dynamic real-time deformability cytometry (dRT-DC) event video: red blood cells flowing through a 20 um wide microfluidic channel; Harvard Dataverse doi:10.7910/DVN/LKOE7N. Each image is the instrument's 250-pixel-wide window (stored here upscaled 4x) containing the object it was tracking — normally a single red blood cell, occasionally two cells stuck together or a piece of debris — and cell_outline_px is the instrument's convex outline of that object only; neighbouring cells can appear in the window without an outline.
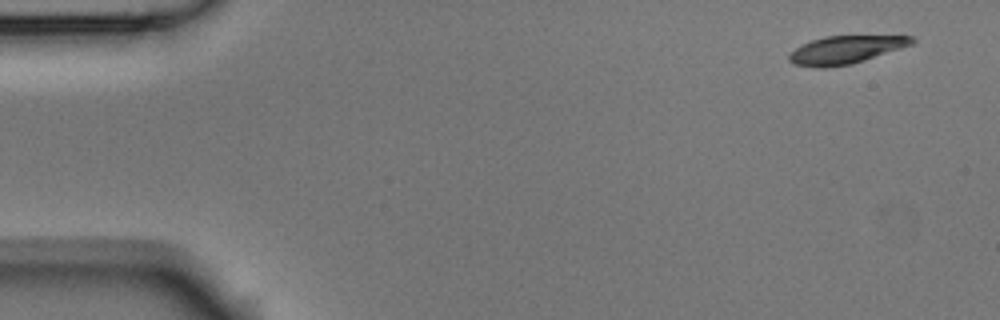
{"species": "Egyptian fruit bat (a non-hibernating species)", "species_latin": "Rousettus aegyptiacus", "temperature_condition": "room temperature", "stored_images_in_passage": 5, "camera_frame_rate_fps": 3000, "um_per_image_px": 0.085, "animal": {"sex": "male"}, "frame": {"image": 1, "passage_image": 1, "time_ms": 0.0, "image_size_px": [1000, 320], "cell_outline_px": [[916, 40], [912, 44], [852, 64], [824, 68], [816, 68], [796, 64], [788, 60], [788, 56], [796, 48], [812, 40], [824, 36], [912, 36]], "centroid_in_image_um": [71.86, 4.23], "position_along_channel_um": 13.1, "area_um2": 19.65}}
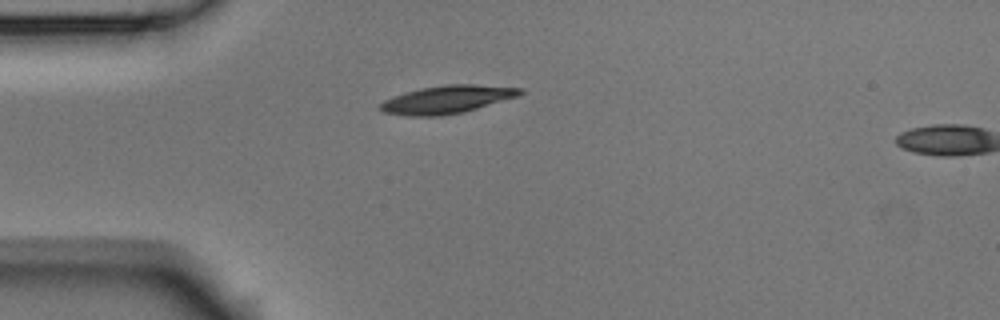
{"frame": {"image": 2, "passage_image": 4, "time_ms": 1.0, "image_size_px": [1000, 320], "cell_outline_px": [[524, 92], [516, 96], [464, 112], [440, 116], [408, 116], [384, 112], [380, 108], [380, 104], [384, 100], [420, 88], [444, 84], [476, 84], [524, 88]], "centroid_in_image_um": [38.02, 8.45], "position_along_channel_um": 47.0, "area_um2": 22.48}}